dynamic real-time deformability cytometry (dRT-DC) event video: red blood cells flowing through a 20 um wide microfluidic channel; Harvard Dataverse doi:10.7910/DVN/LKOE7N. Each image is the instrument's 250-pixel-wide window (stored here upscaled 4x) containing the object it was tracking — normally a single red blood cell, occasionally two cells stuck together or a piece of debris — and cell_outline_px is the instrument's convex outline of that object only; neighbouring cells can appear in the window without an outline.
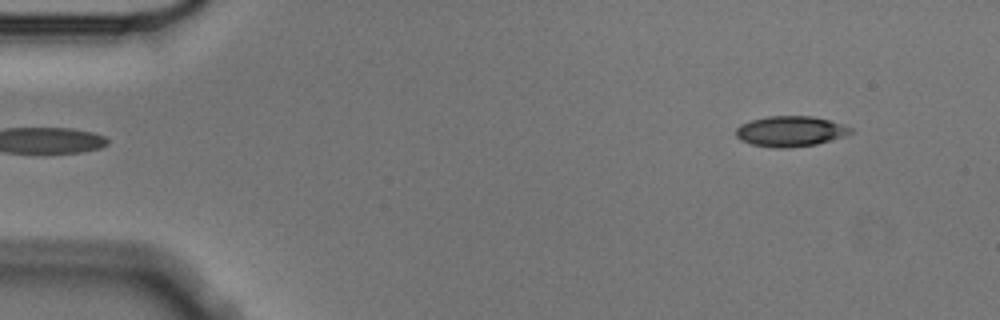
{"species": "Egyptian fruit bat (a non-hibernating species)", "species_latin": "Rousettus aegyptiacus", "temperature_condition": "cold", "stored_images_in_passage": 5, "segment_of_instrument_passage": [2, 2], "camera_frame_rate_fps": 3000, "um_per_image_px": 0.085, "animal": {"sex": "male"}, "frame": {"image": 1, "passage_image": 5, "time_ms": 1.333, "image_size_px": [1000, 320], "cell_outline_px": [[856, 132], [844, 136], [816, 144], [784, 148], [776, 148], [752, 144], [740, 140], [736, 136], [736, 128], [740, 124], [752, 120], [768, 116], [812, 116], [844, 124], [852, 128]], "centroid_in_image_um": [67.2, 11.15], "position_along_channel_um": 17.8, "area_um2": 20.35}}